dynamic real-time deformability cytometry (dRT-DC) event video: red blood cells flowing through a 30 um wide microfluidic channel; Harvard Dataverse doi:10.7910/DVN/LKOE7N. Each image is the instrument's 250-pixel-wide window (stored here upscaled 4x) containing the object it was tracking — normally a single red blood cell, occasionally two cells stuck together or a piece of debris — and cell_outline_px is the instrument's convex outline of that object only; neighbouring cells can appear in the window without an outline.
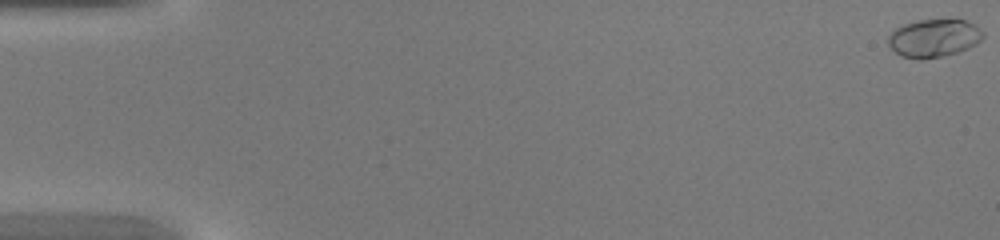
{"species": "common noctule bat (a hibernating species)", "species_latin": "Nyctalus noctula", "temperature_condition": "warm", "stored_images_in_passage": 46, "camera_frame_rate_fps": 3000, "um_per_image_px": 0.085, "animal": {"sex": "female", "body_mass_g": 20.0, "forearm_length_mm": 54.0}, "frame": {"image": 1, "passage_image": 1, "time_ms": 0.0, "image_size_px": [1000, 240], "cell_outline_px": [[984, 36], [976, 44], [968, 48], [956, 52], [940, 56], [920, 60], [900, 56], [888, 44], [888, 36], [896, 28], [904, 24], [916, 20], [964, 20], [976, 24], [984, 32]], "centroid_in_image_um": [79.38, 3.23], "position_along_channel_um": 5.6, "area_um2": 20.92}}
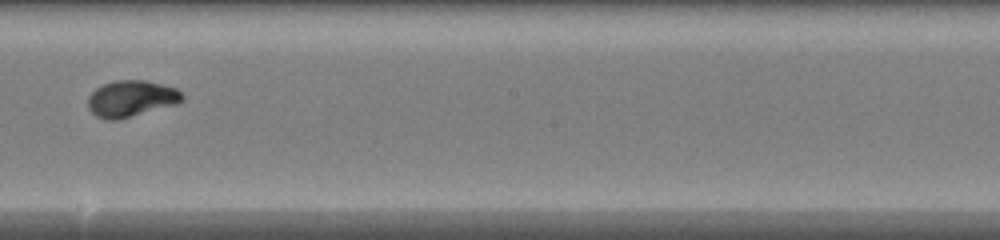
{"frame": {"image": 2, "passage_image": 27, "time_ms": 8.667, "image_size_px": [1000, 240], "cell_outline_px": [[184, 100], [176, 104], [116, 120], [108, 120], [96, 116], [88, 108], [88, 96], [96, 88], [104, 84], [116, 80], [144, 80], [176, 88], [184, 96]], "centroid_in_image_um": [11.14, 8.38], "position_along_channel_um": 237.1, "area_um2": 19.77}}
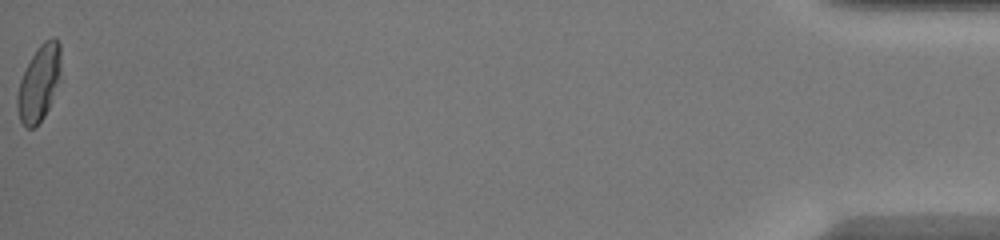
{"frame": {"image": 3, "passage_image": 46, "time_ms": 15.0, "image_size_px": [1000, 240], "cell_outline_px": [[60, 76], [48, 108], [44, 116], [32, 128], [28, 128], [20, 120], [16, 108], [16, 96], [20, 80], [36, 48], [44, 40], [52, 36], [60, 44]], "centroid_in_image_um": [3.3, 7.03], "position_along_channel_um": 431.9, "area_um2": 18.96}}